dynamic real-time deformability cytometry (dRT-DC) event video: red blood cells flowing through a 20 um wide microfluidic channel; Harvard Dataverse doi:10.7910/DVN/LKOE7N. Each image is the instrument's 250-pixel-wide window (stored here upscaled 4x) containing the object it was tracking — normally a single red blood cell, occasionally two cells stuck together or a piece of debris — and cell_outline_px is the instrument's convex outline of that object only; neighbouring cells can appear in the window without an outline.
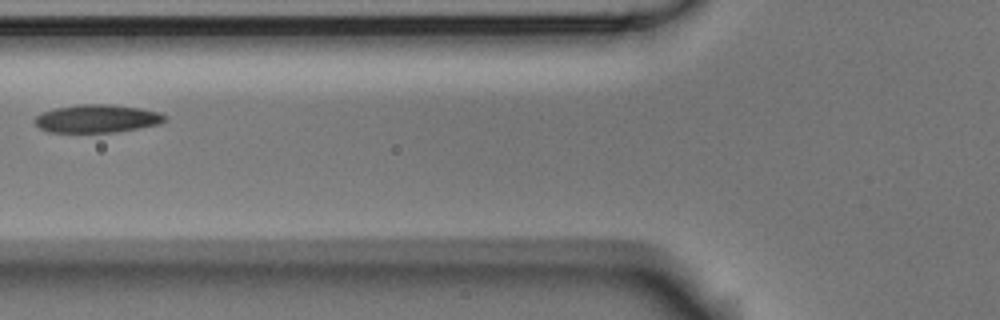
{"species": "Egyptian fruit bat (a non-hibernating species)", "species_latin": "Rousettus aegyptiacus", "temperature_condition": "room temperature", "stored_images_in_passage": 3, "camera_frame_rate_fps": 3000, "um_per_image_px": 0.085, "animal": {"sex": "male"}, "frame": {"image": 1, "passage_image": 2, "time_ms": 0.333, "image_size_px": [1000, 320], "cell_outline_px": [[168, 120], [160, 124], [112, 132], [48, 132], [40, 128], [36, 124], [36, 116], [44, 112], [56, 108], [76, 104], [108, 104], [140, 108], [160, 112], [168, 116]], "centroid_in_image_um": [8.3, 10.07], "position_along_channel_um": 117.5, "area_um2": 21.15}}
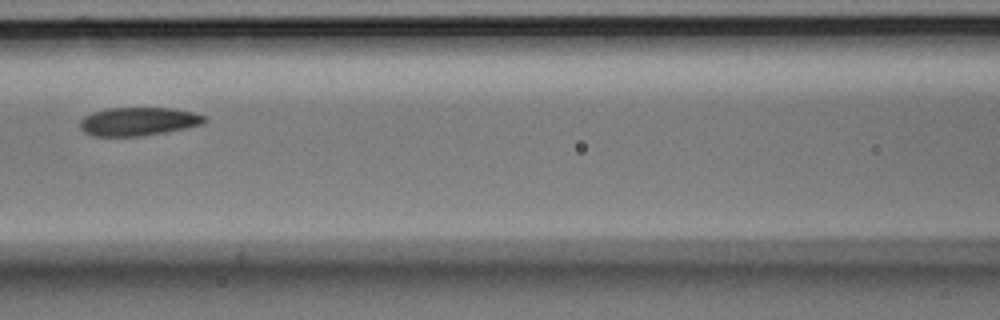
{"frame": {"image": 2, "passage_image": 3, "time_ms": 0.667, "image_size_px": [1000, 320], "cell_outline_px": [[208, 120], [204, 124], [164, 132], [140, 136], [92, 136], [84, 132], [80, 128], [80, 120], [84, 116], [92, 112], [108, 108], [172, 108], [192, 112], [204, 116]], "centroid_in_image_um": [11.74, 10.32], "position_along_channel_um": 154.9, "area_um2": 20.58}}